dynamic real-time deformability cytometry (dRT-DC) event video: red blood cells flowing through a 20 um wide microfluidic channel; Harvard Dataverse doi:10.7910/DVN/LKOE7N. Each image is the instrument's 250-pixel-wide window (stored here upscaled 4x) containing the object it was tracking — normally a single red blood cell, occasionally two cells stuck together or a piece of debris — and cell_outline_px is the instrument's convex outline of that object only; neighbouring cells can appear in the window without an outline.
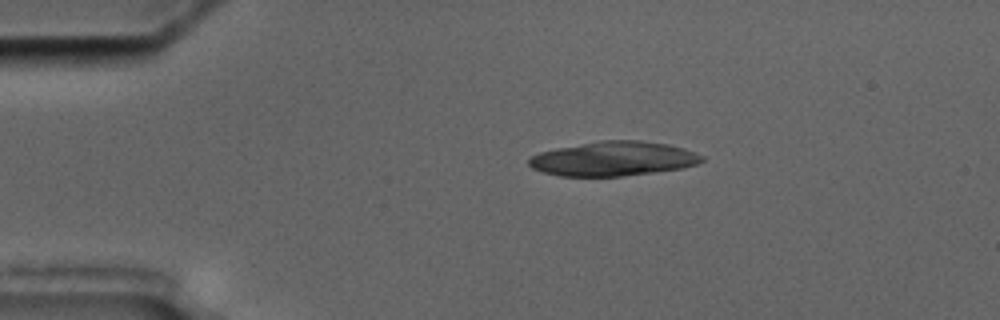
{"species": "common noctule bat (a hibernating species)", "species_latin": "Nyctalus noctula", "temperature_condition": "cold", "stored_images_in_passage": 4, "camera_frame_rate_fps": 3000, "um_per_image_px": 0.085, "animal": {"sex": "male", "body_mass_g": 17.5, "forearm_length_mm": 52.3}, "frame": {"image": 1, "passage_image": 1, "time_ms": 0.0, "image_size_px": [1000, 320], "cell_outline_px": [[704, 160], [696, 164], [684, 168], [656, 172], [620, 176], [560, 176], [544, 172], [532, 168], [528, 164], [528, 160], [532, 156], [540, 152], [556, 148], [600, 140], [640, 140], [668, 144], [684, 148], [704, 156]], "centroid_in_image_um": [52.16, 13.49], "position_along_channel_um": 32.8, "area_um2": 34.74}}